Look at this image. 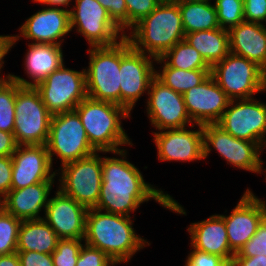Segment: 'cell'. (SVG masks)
Returning <instances> with one entry per match:
<instances>
[{
    "instance_id": "obj_28",
    "label": "cell",
    "mask_w": 266,
    "mask_h": 266,
    "mask_svg": "<svg viewBox=\"0 0 266 266\" xmlns=\"http://www.w3.org/2000/svg\"><path fill=\"white\" fill-rule=\"evenodd\" d=\"M182 16L184 33L219 28L217 11L209 1L177 2Z\"/></svg>"
},
{
    "instance_id": "obj_49",
    "label": "cell",
    "mask_w": 266,
    "mask_h": 266,
    "mask_svg": "<svg viewBox=\"0 0 266 266\" xmlns=\"http://www.w3.org/2000/svg\"><path fill=\"white\" fill-rule=\"evenodd\" d=\"M0 75H1V74H0ZM11 75H12V74H8V75H6V77H5V76H4V77H3V76H2V77L0 76V84H1L2 82H4L6 79L11 78Z\"/></svg>"
},
{
    "instance_id": "obj_22",
    "label": "cell",
    "mask_w": 266,
    "mask_h": 266,
    "mask_svg": "<svg viewBox=\"0 0 266 266\" xmlns=\"http://www.w3.org/2000/svg\"><path fill=\"white\" fill-rule=\"evenodd\" d=\"M187 232L191 237V247L218 255L231 265L235 254L230 249L225 221L221 214H215L206 220L191 223L187 227Z\"/></svg>"
},
{
    "instance_id": "obj_12",
    "label": "cell",
    "mask_w": 266,
    "mask_h": 266,
    "mask_svg": "<svg viewBox=\"0 0 266 266\" xmlns=\"http://www.w3.org/2000/svg\"><path fill=\"white\" fill-rule=\"evenodd\" d=\"M203 146L204 160L214 149L233 167L258 174L264 170L263 149L256 142L235 138L216 123L203 125Z\"/></svg>"
},
{
    "instance_id": "obj_19",
    "label": "cell",
    "mask_w": 266,
    "mask_h": 266,
    "mask_svg": "<svg viewBox=\"0 0 266 266\" xmlns=\"http://www.w3.org/2000/svg\"><path fill=\"white\" fill-rule=\"evenodd\" d=\"M87 211V208L57 188L55 196L48 200L43 220L60 239L84 240Z\"/></svg>"
},
{
    "instance_id": "obj_27",
    "label": "cell",
    "mask_w": 266,
    "mask_h": 266,
    "mask_svg": "<svg viewBox=\"0 0 266 266\" xmlns=\"http://www.w3.org/2000/svg\"><path fill=\"white\" fill-rule=\"evenodd\" d=\"M184 39L201 54L210 67L230 53L228 30L220 27L191 32L185 34Z\"/></svg>"
},
{
    "instance_id": "obj_14",
    "label": "cell",
    "mask_w": 266,
    "mask_h": 266,
    "mask_svg": "<svg viewBox=\"0 0 266 266\" xmlns=\"http://www.w3.org/2000/svg\"><path fill=\"white\" fill-rule=\"evenodd\" d=\"M216 124L235 138L266 147V104L254 97L231 100Z\"/></svg>"
},
{
    "instance_id": "obj_3",
    "label": "cell",
    "mask_w": 266,
    "mask_h": 266,
    "mask_svg": "<svg viewBox=\"0 0 266 266\" xmlns=\"http://www.w3.org/2000/svg\"><path fill=\"white\" fill-rule=\"evenodd\" d=\"M74 110L96 152L113 153L122 150V145H133L122 127V119H130L131 115L125 107L87 96Z\"/></svg>"
},
{
    "instance_id": "obj_41",
    "label": "cell",
    "mask_w": 266,
    "mask_h": 266,
    "mask_svg": "<svg viewBox=\"0 0 266 266\" xmlns=\"http://www.w3.org/2000/svg\"><path fill=\"white\" fill-rule=\"evenodd\" d=\"M20 266H54L51 254L36 251L17 252Z\"/></svg>"
},
{
    "instance_id": "obj_44",
    "label": "cell",
    "mask_w": 266,
    "mask_h": 266,
    "mask_svg": "<svg viewBox=\"0 0 266 266\" xmlns=\"http://www.w3.org/2000/svg\"><path fill=\"white\" fill-rule=\"evenodd\" d=\"M230 266H266V256L234 257Z\"/></svg>"
},
{
    "instance_id": "obj_30",
    "label": "cell",
    "mask_w": 266,
    "mask_h": 266,
    "mask_svg": "<svg viewBox=\"0 0 266 266\" xmlns=\"http://www.w3.org/2000/svg\"><path fill=\"white\" fill-rule=\"evenodd\" d=\"M160 59L167 66L182 70L211 69L201 54L185 39L176 43Z\"/></svg>"
},
{
    "instance_id": "obj_34",
    "label": "cell",
    "mask_w": 266,
    "mask_h": 266,
    "mask_svg": "<svg viewBox=\"0 0 266 266\" xmlns=\"http://www.w3.org/2000/svg\"><path fill=\"white\" fill-rule=\"evenodd\" d=\"M82 241L84 240L60 239L51 254L54 266H76Z\"/></svg>"
},
{
    "instance_id": "obj_23",
    "label": "cell",
    "mask_w": 266,
    "mask_h": 266,
    "mask_svg": "<svg viewBox=\"0 0 266 266\" xmlns=\"http://www.w3.org/2000/svg\"><path fill=\"white\" fill-rule=\"evenodd\" d=\"M54 182H39L20 189H11L3 198L4 210L17 219H43L39 214L46 209Z\"/></svg>"
},
{
    "instance_id": "obj_25",
    "label": "cell",
    "mask_w": 266,
    "mask_h": 266,
    "mask_svg": "<svg viewBox=\"0 0 266 266\" xmlns=\"http://www.w3.org/2000/svg\"><path fill=\"white\" fill-rule=\"evenodd\" d=\"M266 25L242 22L228 30L230 53L245 57L266 75Z\"/></svg>"
},
{
    "instance_id": "obj_10",
    "label": "cell",
    "mask_w": 266,
    "mask_h": 266,
    "mask_svg": "<svg viewBox=\"0 0 266 266\" xmlns=\"http://www.w3.org/2000/svg\"><path fill=\"white\" fill-rule=\"evenodd\" d=\"M154 61L153 56L135 50L126 37L120 40L121 106L130 113L155 78Z\"/></svg>"
},
{
    "instance_id": "obj_18",
    "label": "cell",
    "mask_w": 266,
    "mask_h": 266,
    "mask_svg": "<svg viewBox=\"0 0 266 266\" xmlns=\"http://www.w3.org/2000/svg\"><path fill=\"white\" fill-rule=\"evenodd\" d=\"M198 129H166L152 132L159 161L193 162L204 159L203 125Z\"/></svg>"
},
{
    "instance_id": "obj_7",
    "label": "cell",
    "mask_w": 266,
    "mask_h": 266,
    "mask_svg": "<svg viewBox=\"0 0 266 266\" xmlns=\"http://www.w3.org/2000/svg\"><path fill=\"white\" fill-rule=\"evenodd\" d=\"M14 137L17 145H46L52 114L35 87L17 83Z\"/></svg>"
},
{
    "instance_id": "obj_15",
    "label": "cell",
    "mask_w": 266,
    "mask_h": 266,
    "mask_svg": "<svg viewBox=\"0 0 266 266\" xmlns=\"http://www.w3.org/2000/svg\"><path fill=\"white\" fill-rule=\"evenodd\" d=\"M147 115L157 130L180 129L196 125L189 117L183 95L165 86L156 77L148 89Z\"/></svg>"
},
{
    "instance_id": "obj_29",
    "label": "cell",
    "mask_w": 266,
    "mask_h": 266,
    "mask_svg": "<svg viewBox=\"0 0 266 266\" xmlns=\"http://www.w3.org/2000/svg\"><path fill=\"white\" fill-rule=\"evenodd\" d=\"M158 64H163L161 70H155V77L165 86L175 92L184 94L187 90L200 85L209 76L211 69L182 70L167 66L160 58H156Z\"/></svg>"
},
{
    "instance_id": "obj_9",
    "label": "cell",
    "mask_w": 266,
    "mask_h": 266,
    "mask_svg": "<svg viewBox=\"0 0 266 266\" xmlns=\"http://www.w3.org/2000/svg\"><path fill=\"white\" fill-rule=\"evenodd\" d=\"M95 152L85 158L63 165L57 172L58 189L87 209L96 207L102 184V157Z\"/></svg>"
},
{
    "instance_id": "obj_11",
    "label": "cell",
    "mask_w": 266,
    "mask_h": 266,
    "mask_svg": "<svg viewBox=\"0 0 266 266\" xmlns=\"http://www.w3.org/2000/svg\"><path fill=\"white\" fill-rule=\"evenodd\" d=\"M64 64L35 87L52 115L73 111L88 96L85 69L77 71Z\"/></svg>"
},
{
    "instance_id": "obj_4",
    "label": "cell",
    "mask_w": 266,
    "mask_h": 266,
    "mask_svg": "<svg viewBox=\"0 0 266 266\" xmlns=\"http://www.w3.org/2000/svg\"><path fill=\"white\" fill-rule=\"evenodd\" d=\"M130 30L125 37L131 46L154 58H160L185 37L177 3H160Z\"/></svg>"
},
{
    "instance_id": "obj_1",
    "label": "cell",
    "mask_w": 266,
    "mask_h": 266,
    "mask_svg": "<svg viewBox=\"0 0 266 266\" xmlns=\"http://www.w3.org/2000/svg\"><path fill=\"white\" fill-rule=\"evenodd\" d=\"M113 154L121 158H102V184L96 209L131 217L130 213L152 199L174 213L187 215L184 207L173 197L145 182L140 170L126 160V149Z\"/></svg>"
},
{
    "instance_id": "obj_5",
    "label": "cell",
    "mask_w": 266,
    "mask_h": 266,
    "mask_svg": "<svg viewBox=\"0 0 266 266\" xmlns=\"http://www.w3.org/2000/svg\"><path fill=\"white\" fill-rule=\"evenodd\" d=\"M85 69L88 97L121 106L120 40L111 46L90 47Z\"/></svg>"
},
{
    "instance_id": "obj_38",
    "label": "cell",
    "mask_w": 266,
    "mask_h": 266,
    "mask_svg": "<svg viewBox=\"0 0 266 266\" xmlns=\"http://www.w3.org/2000/svg\"><path fill=\"white\" fill-rule=\"evenodd\" d=\"M113 22L126 34L128 32V12L125 0H97Z\"/></svg>"
},
{
    "instance_id": "obj_26",
    "label": "cell",
    "mask_w": 266,
    "mask_h": 266,
    "mask_svg": "<svg viewBox=\"0 0 266 266\" xmlns=\"http://www.w3.org/2000/svg\"><path fill=\"white\" fill-rule=\"evenodd\" d=\"M60 238L43 220H24L18 231L17 252L36 251L52 254Z\"/></svg>"
},
{
    "instance_id": "obj_48",
    "label": "cell",
    "mask_w": 266,
    "mask_h": 266,
    "mask_svg": "<svg viewBox=\"0 0 266 266\" xmlns=\"http://www.w3.org/2000/svg\"><path fill=\"white\" fill-rule=\"evenodd\" d=\"M159 3H177V0H157Z\"/></svg>"
},
{
    "instance_id": "obj_46",
    "label": "cell",
    "mask_w": 266,
    "mask_h": 266,
    "mask_svg": "<svg viewBox=\"0 0 266 266\" xmlns=\"http://www.w3.org/2000/svg\"><path fill=\"white\" fill-rule=\"evenodd\" d=\"M0 266H20V260L17 252L0 255Z\"/></svg>"
},
{
    "instance_id": "obj_16",
    "label": "cell",
    "mask_w": 266,
    "mask_h": 266,
    "mask_svg": "<svg viewBox=\"0 0 266 266\" xmlns=\"http://www.w3.org/2000/svg\"><path fill=\"white\" fill-rule=\"evenodd\" d=\"M221 216L225 221L230 249L237 254L266 217V201L247 188L231 214Z\"/></svg>"
},
{
    "instance_id": "obj_43",
    "label": "cell",
    "mask_w": 266,
    "mask_h": 266,
    "mask_svg": "<svg viewBox=\"0 0 266 266\" xmlns=\"http://www.w3.org/2000/svg\"><path fill=\"white\" fill-rule=\"evenodd\" d=\"M17 146L13 133L0 130V156H12Z\"/></svg>"
},
{
    "instance_id": "obj_40",
    "label": "cell",
    "mask_w": 266,
    "mask_h": 266,
    "mask_svg": "<svg viewBox=\"0 0 266 266\" xmlns=\"http://www.w3.org/2000/svg\"><path fill=\"white\" fill-rule=\"evenodd\" d=\"M244 20L266 24V0H244Z\"/></svg>"
},
{
    "instance_id": "obj_21",
    "label": "cell",
    "mask_w": 266,
    "mask_h": 266,
    "mask_svg": "<svg viewBox=\"0 0 266 266\" xmlns=\"http://www.w3.org/2000/svg\"><path fill=\"white\" fill-rule=\"evenodd\" d=\"M183 99L191 121L200 125L217 123L231 101L211 75L187 90Z\"/></svg>"
},
{
    "instance_id": "obj_31",
    "label": "cell",
    "mask_w": 266,
    "mask_h": 266,
    "mask_svg": "<svg viewBox=\"0 0 266 266\" xmlns=\"http://www.w3.org/2000/svg\"><path fill=\"white\" fill-rule=\"evenodd\" d=\"M17 82L12 78L0 84V130L13 133Z\"/></svg>"
},
{
    "instance_id": "obj_2",
    "label": "cell",
    "mask_w": 266,
    "mask_h": 266,
    "mask_svg": "<svg viewBox=\"0 0 266 266\" xmlns=\"http://www.w3.org/2000/svg\"><path fill=\"white\" fill-rule=\"evenodd\" d=\"M84 243L105 252L117 265L131 258L150 243L133 228L131 217L88 209Z\"/></svg>"
},
{
    "instance_id": "obj_35",
    "label": "cell",
    "mask_w": 266,
    "mask_h": 266,
    "mask_svg": "<svg viewBox=\"0 0 266 266\" xmlns=\"http://www.w3.org/2000/svg\"><path fill=\"white\" fill-rule=\"evenodd\" d=\"M266 256V217L262 220L254 236L246 242L234 257Z\"/></svg>"
},
{
    "instance_id": "obj_32",
    "label": "cell",
    "mask_w": 266,
    "mask_h": 266,
    "mask_svg": "<svg viewBox=\"0 0 266 266\" xmlns=\"http://www.w3.org/2000/svg\"><path fill=\"white\" fill-rule=\"evenodd\" d=\"M220 28L229 30L244 22V0H215Z\"/></svg>"
},
{
    "instance_id": "obj_33",
    "label": "cell",
    "mask_w": 266,
    "mask_h": 266,
    "mask_svg": "<svg viewBox=\"0 0 266 266\" xmlns=\"http://www.w3.org/2000/svg\"><path fill=\"white\" fill-rule=\"evenodd\" d=\"M21 220L3 210L0 213V255L17 252Z\"/></svg>"
},
{
    "instance_id": "obj_24",
    "label": "cell",
    "mask_w": 266,
    "mask_h": 266,
    "mask_svg": "<svg viewBox=\"0 0 266 266\" xmlns=\"http://www.w3.org/2000/svg\"><path fill=\"white\" fill-rule=\"evenodd\" d=\"M24 60V71L30 80L11 75V78L21 86L36 87L43 82L53 71L64 63L61 45L29 43Z\"/></svg>"
},
{
    "instance_id": "obj_36",
    "label": "cell",
    "mask_w": 266,
    "mask_h": 266,
    "mask_svg": "<svg viewBox=\"0 0 266 266\" xmlns=\"http://www.w3.org/2000/svg\"><path fill=\"white\" fill-rule=\"evenodd\" d=\"M125 3L128 12V30L160 4L157 0H125Z\"/></svg>"
},
{
    "instance_id": "obj_17",
    "label": "cell",
    "mask_w": 266,
    "mask_h": 266,
    "mask_svg": "<svg viewBox=\"0 0 266 266\" xmlns=\"http://www.w3.org/2000/svg\"><path fill=\"white\" fill-rule=\"evenodd\" d=\"M46 145H18L12 155L11 189H20L39 182H54Z\"/></svg>"
},
{
    "instance_id": "obj_13",
    "label": "cell",
    "mask_w": 266,
    "mask_h": 266,
    "mask_svg": "<svg viewBox=\"0 0 266 266\" xmlns=\"http://www.w3.org/2000/svg\"><path fill=\"white\" fill-rule=\"evenodd\" d=\"M69 17L71 31L77 28L76 32L85 37L89 47L111 46L126 35L97 0H75Z\"/></svg>"
},
{
    "instance_id": "obj_6",
    "label": "cell",
    "mask_w": 266,
    "mask_h": 266,
    "mask_svg": "<svg viewBox=\"0 0 266 266\" xmlns=\"http://www.w3.org/2000/svg\"><path fill=\"white\" fill-rule=\"evenodd\" d=\"M210 75L231 99H249L266 91V75L256 63L232 53L211 67Z\"/></svg>"
},
{
    "instance_id": "obj_51",
    "label": "cell",
    "mask_w": 266,
    "mask_h": 266,
    "mask_svg": "<svg viewBox=\"0 0 266 266\" xmlns=\"http://www.w3.org/2000/svg\"><path fill=\"white\" fill-rule=\"evenodd\" d=\"M4 210L3 201L0 199V213Z\"/></svg>"
},
{
    "instance_id": "obj_8",
    "label": "cell",
    "mask_w": 266,
    "mask_h": 266,
    "mask_svg": "<svg viewBox=\"0 0 266 266\" xmlns=\"http://www.w3.org/2000/svg\"><path fill=\"white\" fill-rule=\"evenodd\" d=\"M46 147L52 166L53 157L57 156L61 167L96 152L75 110L52 115Z\"/></svg>"
},
{
    "instance_id": "obj_42",
    "label": "cell",
    "mask_w": 266,
    "mask_h": 266,
    "mask_svg": "<svg viewBox=\"0 0 266 266\" xmlns=\"http://www.w3.org/2000/svg\"><path fill=\"white\" fill-rule=\"evenodd\" d=\"M12 156H0V199L11 190Z\"/></svg>"
},
{
    "instance_id": "obj_45",
    "label": "cell",
    "mask_w": 266,
    "mask_h": 266,
    "mask_svg": "<svg viewBox=\"0 0 266 266\" xmlns=\"http://www.w3.org/2000/svg\"><path fill=\"white\" fill-rule=\"evenodd\" d=\"M14 35H0V73L3 69L4 57L9 53L13 47Z\"/></svg>"
},
{
    "instance_id": "obj_20",
    "label": "cell",
    "mask_w": 266,
    "mask_h": 266,
    "mask_svg": "<svg viewBox=\"0 0 266 266\" xmlns=\"http://www.w3.org/2000/svg\"><path fill=\"white\" fill-rule=\"evenodd\" d=\"M18 30L20 34L14 35L13 45L22 37L33 43L62 45L63 37L71 31L69 10L46 6L26 19Z\"/></svg>"
},
{
    "instance_id": "obj_47",
    "label": "cell",
    "mask_w": 266,
    "mask_h": 266,
    "mask_svg": "<svg viewBox=\"0 0 266 266\" xmlns=\"http://www.w3.org/2000/svg\"><path fill=\"white\" fill-rule=\"evenodd\" d=\"M33 2H39L40 4H44L50 7H69V4L70 2H72V0H33Z\"/></svg>"
},
{
    "instance_id": "obj_37",
    "label": "cell",
    "mask_w": 266,
    "mask_h": 266,
    "mask_svg": "<svg viewBox=\"0 0 266 266\" xmlns=\"http://www.w3.org/2000/svg\"><path fill=\"white\" fill-rule=\"evenodd\" d=\"M112 259L98 248L83 244L76 266H115Z\"/></svg>"
},
{
    "instance_id": "obj_50",
    "label": "cell",
    "mask_w": 266,
    "mask_h": 266,
    "mask_svg": "<svg viewBox=\"0 0 266 266\" xmlns=\"http://www.w3.org/2000/svg\"><path fill=\"white\" fill-rule=\"evenodd\" d=\"M189 1H209V0H177V2H189Z\"/></svg>"
},
{
    "instance_id": "obj_39",
    "label": "cell",
    "mask_w": 266,
    "mask_h": 266,
    "mask_svg": "<svg viewBox=\"0 0 266 266\" xmlns=\"http://www.w3.org/2000/svg\"><path fill=\"white\" fill-rule=\"evenodd\" d=\"M184 266H230L223 258L215 254L199 251L192 247Z\"/></svg>"
}]
</instances>
